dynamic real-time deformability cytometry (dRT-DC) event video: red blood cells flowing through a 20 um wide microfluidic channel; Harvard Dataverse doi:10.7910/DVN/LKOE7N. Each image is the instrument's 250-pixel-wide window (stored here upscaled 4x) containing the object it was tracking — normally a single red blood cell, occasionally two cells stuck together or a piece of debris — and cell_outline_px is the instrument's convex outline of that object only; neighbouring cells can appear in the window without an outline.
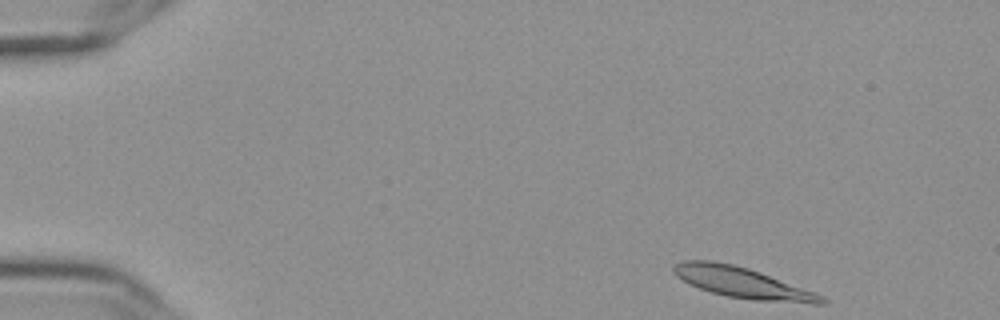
{"species": "Egyptian fruit bat (a non-hibernating species)", "species_latin": "Rousettus aegyptiacus", "temperature_condition": "cold", "stored_images_in_passage": 51, "camera_frame_rate_fps": 3000, "um_per_image_px": 0.085, "frame": {"image": 1, "passage_image": 1, "time_ms": 0.0, "image_size_px": [1000, 320], "cell_outline_px": [[828, 300], [824, 304], [812, 304], [756, 300], [728, 296], [712, 292], [688, 284], [676, 276], [672, 272], [672, 268], [676, 264], [684, 260], [712, 260], [732, 264], [748, 268], [760, 272], [824, 296]], "centroid_in_image_um": [63.09, 24.03], "position_along_channel_um": 21.9, "area_um2": 26.3}}
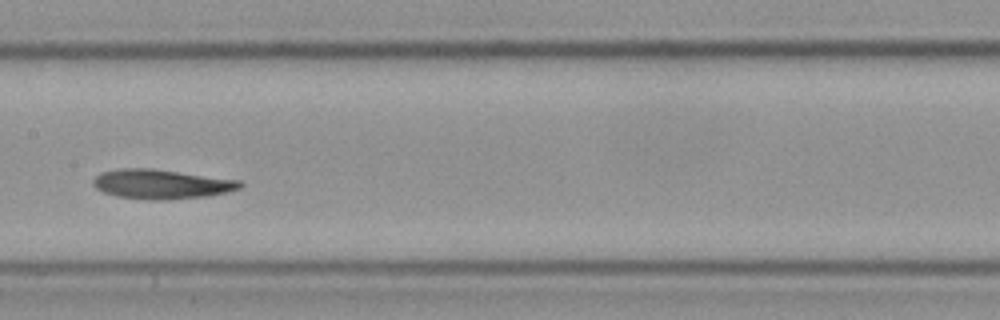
{"frame": {"image": 2, "passage_image": 24, "time_ms": 7.667, "image_size_px": [1000, 320], "cell_outline_px": [[244, 184], [240, 188], [208, 196], [164, 200], [148, 200], [116, 196], [104, 192], [96, 188], [92, 184], [92, 180], [100, 172], [120, 168], [152, 168], [240, 180]], "centroid_in_image_um": [13.69, 15.64], "position_along_channel_um": 193.7, "area_um2": 25.32}}
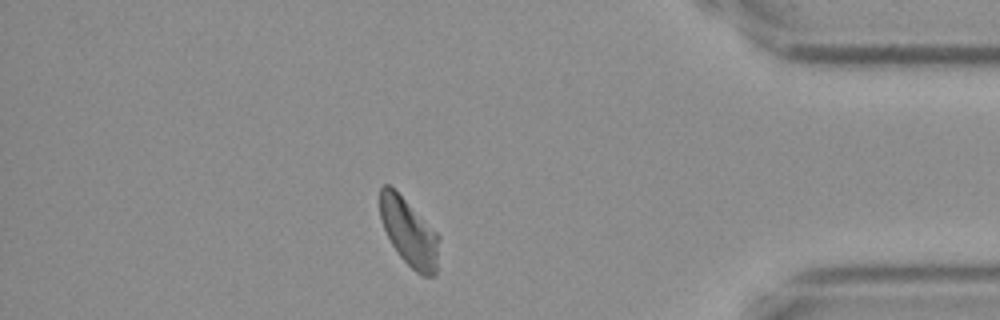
{"frame": {"image": 3, "passage_image": 44, "time_ms": 14.333, "image_size_px": [1000, 320], "cell_outline_px": [[440, 240], [436, 276], [424, 276], [416, 272], [400, 256], [392, 244], [380, 220], [380, 188], [384, 184], [388, 184], [440, 236]], "centroid_in_image_um": [34.78, 19.8], "position_along_channel_um": 400.4, "area_um2": 22.72}, "authors_computed_cell_mechanics": {"area_um2": 24.854, "velocity_mm_per_s": 3.5697, "shape_relaxation_time_tau1_ms": null, "shape_relaxation_time_tau2_ms": 3.7091, "deformation_change_tau1": null, "deformation_change_tau2": 0.091}}